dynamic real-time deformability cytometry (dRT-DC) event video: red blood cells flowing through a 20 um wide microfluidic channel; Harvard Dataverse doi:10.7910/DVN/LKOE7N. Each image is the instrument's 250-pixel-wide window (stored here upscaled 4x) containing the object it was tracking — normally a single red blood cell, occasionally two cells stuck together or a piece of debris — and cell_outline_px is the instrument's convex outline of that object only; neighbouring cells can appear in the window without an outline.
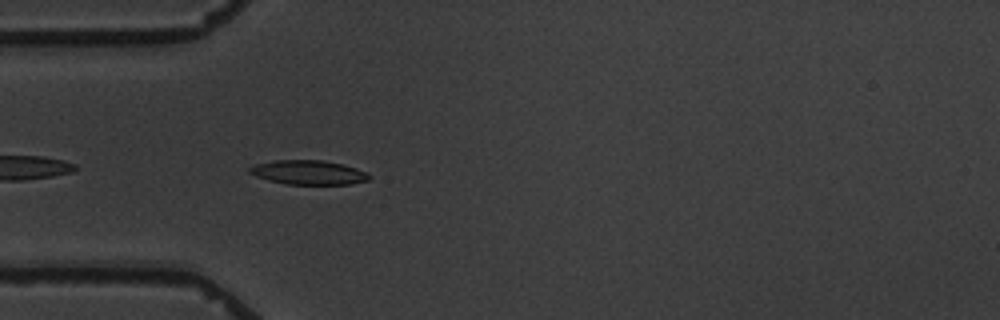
{"species": "common noctule bat (a hibernating species)", "species_latin": "Nyctalus noctula", "temperature_condition": "warm", "stored_images_in_passage": 5, "camera_frame_rate_fps": 3000, "um_per_image_px": 0.085, "animal": {"sex": "male", "body_mass_g": 19.5, "forearm_length_mm": 54.6}, "frame": {"image": 1, "passage_image": 5, "time_ms": 4.667, "image_size_px": [1000, 320], "cell_outline_px": [[372, 176], [368, 180], [348, 184], [288, 184], [268, 180], [256, 176], [248, 172], [248, 168], [256, 164], [272, 160], [324, 160], [356, 168], [368, 172]], "centroid_in_image_um": [26.21, 14.65], "position_along_channel_um": 58.8, "area_um2": 16.88}}